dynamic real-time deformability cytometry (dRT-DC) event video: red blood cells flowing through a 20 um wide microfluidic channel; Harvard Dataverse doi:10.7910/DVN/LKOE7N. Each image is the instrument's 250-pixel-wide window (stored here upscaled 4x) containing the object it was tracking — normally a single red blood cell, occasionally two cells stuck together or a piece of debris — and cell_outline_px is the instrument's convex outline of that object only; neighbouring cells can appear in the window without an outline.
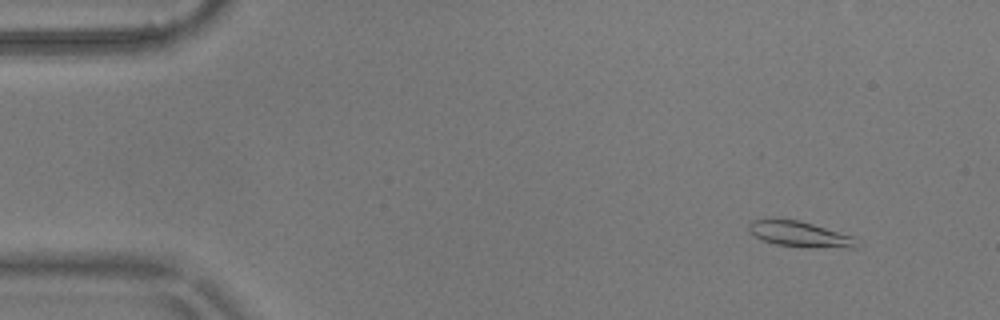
{"species": "common noctule bat (a hibernating species)", "species_latin": "Nyctalus noctula", "temperature_condition": "warm", "stored_images_in_passage": 5, "camera_frame_rate_fps": 3000, "um_per_image_px": 0.085, "animal": {"sex": "male", "body_mass_g": 17.9}, "frame": {"image": 1, "passage_image": 2, "time_ms": 0.333, "image_size_px": [1000, 320], "cell_outline_px": [[860, 244], [856, 248], [808, 248], [776, 244], [764, 240], [756, 236], [748, 228], [748, 224], [752, 220], [800, 220], [852, 236], [860, 240]], "centroid_in_image_um": [68.09, 19.94], "position_along_channel_um": 16.9, "area_um2": 16.01}}